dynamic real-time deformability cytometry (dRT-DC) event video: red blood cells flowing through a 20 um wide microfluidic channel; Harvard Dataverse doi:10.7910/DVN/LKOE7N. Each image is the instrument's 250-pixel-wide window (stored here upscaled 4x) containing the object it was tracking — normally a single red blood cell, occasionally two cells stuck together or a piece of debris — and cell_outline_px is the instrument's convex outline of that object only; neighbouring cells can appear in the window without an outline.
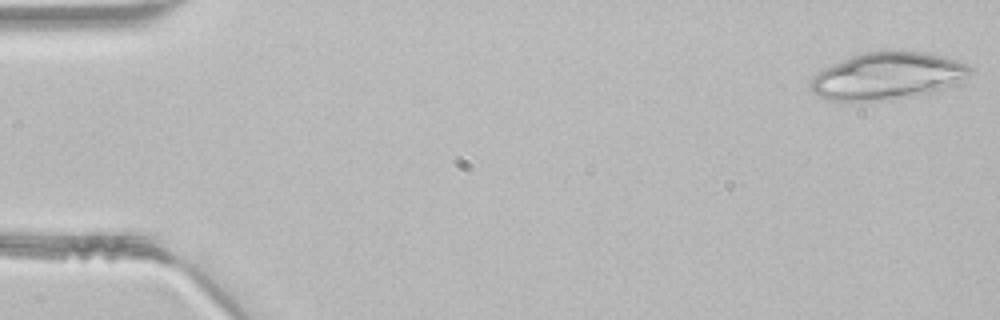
{"species": "common noctule bat (a hibernating species)", "species_latin": "Nyctalus noctula", "temperature_condition": "room temperature", "stored_images_in_passage": 45, "camera_frame_rate_fps": 3000, "um_per_image_px": 0.085, "animal": {"sex": "male", "body_mass_g": 21.5, "forearm_length_mm": 52.0}, "frame": {"image": 1, "passage_image": 1, "time_ms": 0.0, "image_size_px": [1000, 320], "cell_outline_px": [[972, 72], [956, 84], [936, 92], [868, 100], [832, 100], [820, 96], [808, 84], [824, 68], [832, 64], [852, 56], [864, 52], [920, 52], [940, 56], [956, 60], [968, 64], [972, 68]], "centroid_in_image_um": [75.48, 6.44], "position_along_channel_um": 9.5, "area_um2": 42.43}}
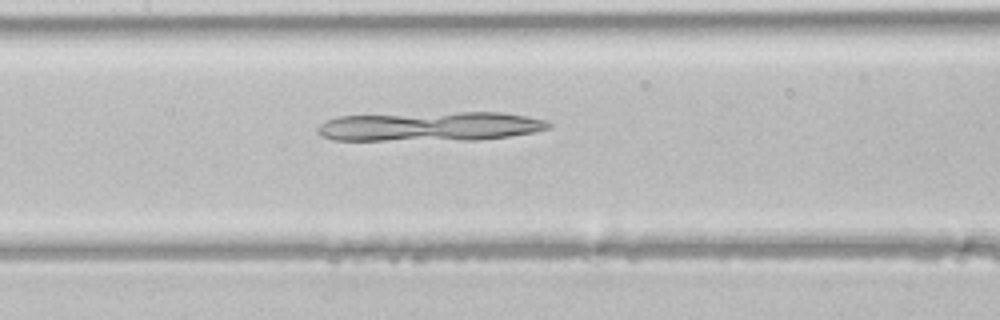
{"frame": {"image": 2, "passage_image": 21, "time_ms": 6.667, "image_size_px": [1000, 320], "cell_outline_px": [[552, 124], [548, 128], [532, 132], [508, 136], [476, 140], [336, 140], [324, 136], [316, 132], [316, 128], [320, 124], [336, 116], [456, 112], [504, 112], [528, 116], [548, 120]], "centroid_in_image_um": [36.59, 10.74], "position_along_channel_um": 170.8, "area_um2": 39.59}}
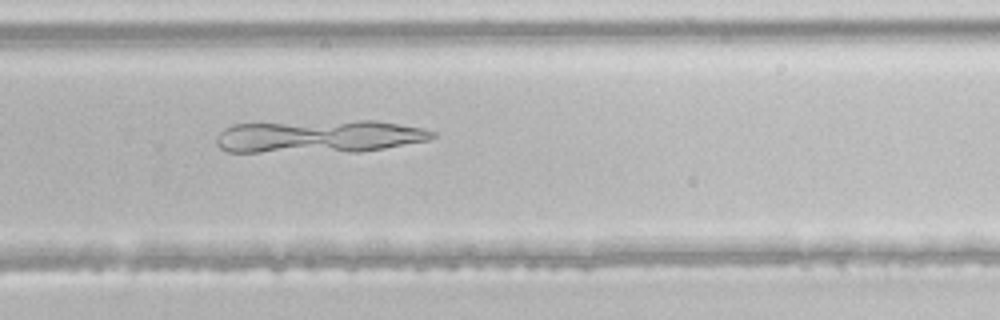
{"frame": {"image": 3, "passage_image": 30, "time_ms": 9.667, "image_size_px": [1000, 320], "cell_outline_px": [[436, 136], [428, 140], [384, 148], [360, 152], [228, 152], [220, 148], [216, 144], [216, 136], [224, 128], [232, 124], [356, 120], [376, 120], [420, 128], [436, 132]], "centroid_in_image_um": [27.09, 11.6], "position_along_channel_um": 302.7, "area_um2": 41.62}}